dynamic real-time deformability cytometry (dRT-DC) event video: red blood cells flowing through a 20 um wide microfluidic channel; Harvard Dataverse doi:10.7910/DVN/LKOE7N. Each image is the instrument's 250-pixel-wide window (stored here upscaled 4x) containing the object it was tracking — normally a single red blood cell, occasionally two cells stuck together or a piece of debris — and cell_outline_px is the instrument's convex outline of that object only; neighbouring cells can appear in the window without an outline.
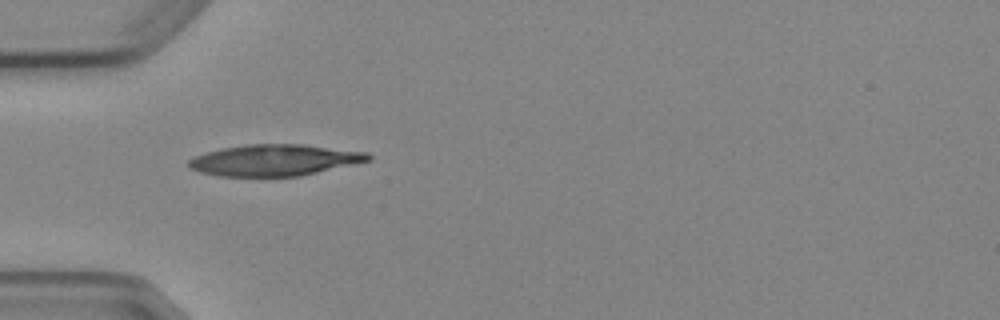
{"species": "Egyptian fruit bat (a non-hibernating species)", "species_latin": "Rousettus aegyptiacus", "temperature_condition": "cold", "stored_images_in_passage": 2, "camera_frame_rate_fps": 3000, "um_per_image_px": 0.085, "animal": {"sex": "female"}, "frame": {"image": 1, "passage_image": 1, "time_ms": 0.0, "image_size_px": [1000, 320], "cell_outline_px": [[372, 160], [300, 176], [216, 176], [200, 172], [188, 168], [188, 160], [192, 156], [220, 148], [244, 144], [304, 144], [368, 152], [372, 156]], "centroid_in_image_um": [23.31, 13.6], "position_along_channel_um": 61.7, "area_um2": 33.12}}
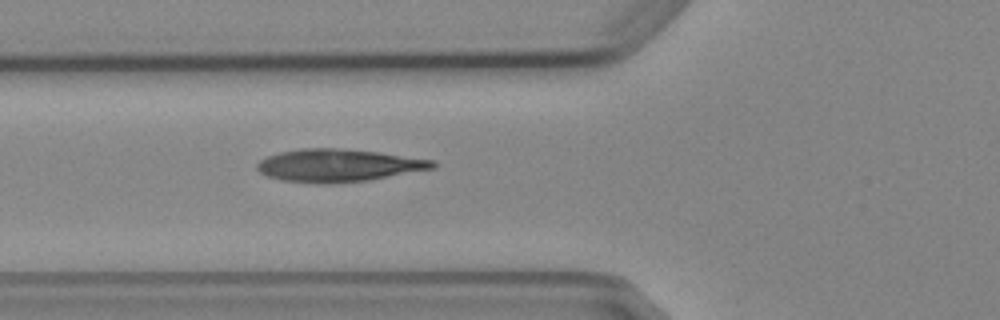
{"frame": {"image": 2, "passage_image": 2, "time_ms": 1.0, "image_size_px": [1000, 320], "cell_outline_px": [[436, 168], [368, 180], [328, 184], [320, 184], [280, 180], [268, 176], [260, 172], [256, 168], [256, 164], [260, 160], [268, 156], [280, 152], [300, 148], [336, 148], [376, 152], [436, 160]], "centroid_in_image_um": [28.75, 14.06], "position_along_channel_um": 97.0, "area_um2": 33.41}}